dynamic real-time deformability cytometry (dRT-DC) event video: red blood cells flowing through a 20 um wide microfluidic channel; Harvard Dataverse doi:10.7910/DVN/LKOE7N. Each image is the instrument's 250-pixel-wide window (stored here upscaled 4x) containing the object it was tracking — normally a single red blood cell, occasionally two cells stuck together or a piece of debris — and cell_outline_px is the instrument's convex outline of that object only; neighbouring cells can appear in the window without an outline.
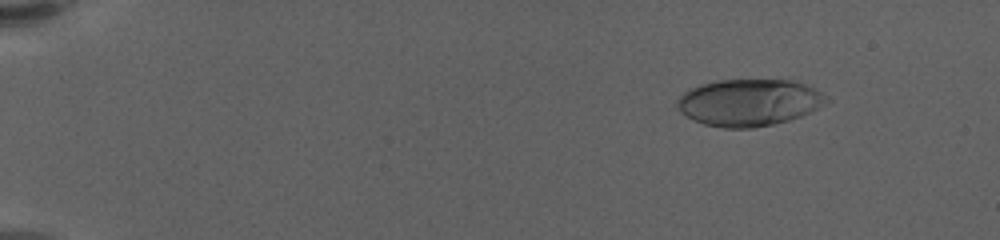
{"species": "human", "species_latin": "Homo sapiens", "temperature_condition": "warm", "stored_images_in_passage": 61, "camera_frame_rate_fps": 3000, "um_per_image_px": 0.085, "donor": {"sex": "female"}, "frame": {"image": 1, "passage_image": 8, "time_ms": 2.333, "image_size_px": [1000, 240], "cell_outline_px": [[828, 100], [824, 104], [812, 112], [788, 120], [772, 124], [752, 128], [724, 128], [704, 124], [680, 112], [676, 108], [676, 100], [688, 88], [700, 84], [716, 80], [792, 80], [804, 84], [828, 96]], "centroid_in_image_um": [63.64, 8.71], "position_along_channel_um": 21.4, "area_um2": 40.75}}
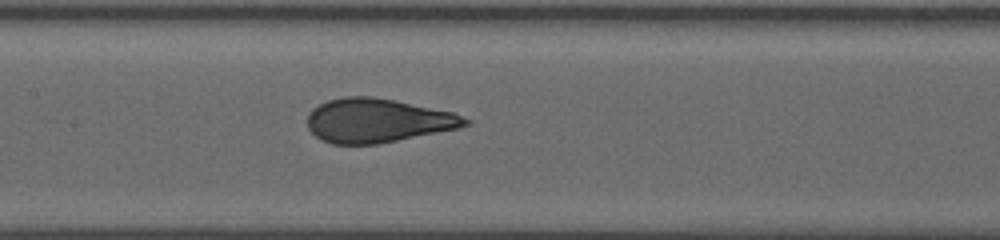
{"frame": {"image": 2, "passage_image": 32, "time_ms": 10.333, "image_size_px": [1000, 240], "cell_outline_px": [[472, 124], [460, 128], [376, 144], [332, 144], [316, 136], [308, 128], [308, 112], [312, 108], [328, 100], [344, 96], [372, 96], [396, 100], [452, 112], [472, 120]], "centroid_in_image_um": [32.11, 10.23], "position_along_channel_um": 175.3, "area_um2": 40.46}}
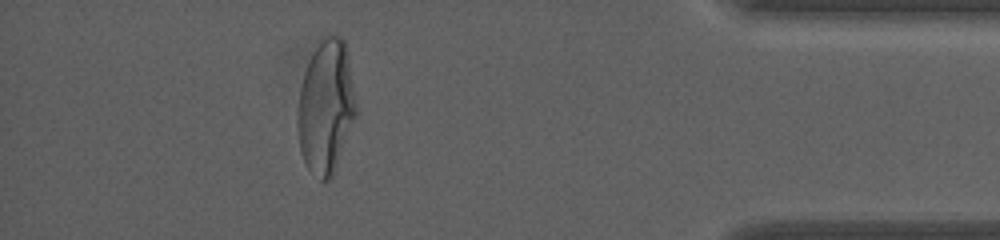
{"frame": {"image": 3, "passage_image": 55, "time_ms": 18.0, "image_size_px": [1000, 240], "cell_outline_px": [[356, 116], [332, 176], [328, 180], [320, 180], [308, 168], [300, 152], [296, 124], [296, 120], [300, 88], [304, 72], [316, 48], [324, 36], [328, 32], [336, 32], [344, 40], [348, 56], [356, 104]], "centroid_in_image_um": [27.69, 9.06], "position_along_channel_um": 407.5, "area_um2": 45.32}, "authors_computed_cell_mechanics": {"area_um2": 40.5756, "velocity_mm_per_s": 3.5129, "shape_relaxation_time_tau1_ms": 8.3013, "shape_relaxation_time_tau2_ms": null, "deformation_change_tau1": 0.2894, "deformation_change_tau2": null}}